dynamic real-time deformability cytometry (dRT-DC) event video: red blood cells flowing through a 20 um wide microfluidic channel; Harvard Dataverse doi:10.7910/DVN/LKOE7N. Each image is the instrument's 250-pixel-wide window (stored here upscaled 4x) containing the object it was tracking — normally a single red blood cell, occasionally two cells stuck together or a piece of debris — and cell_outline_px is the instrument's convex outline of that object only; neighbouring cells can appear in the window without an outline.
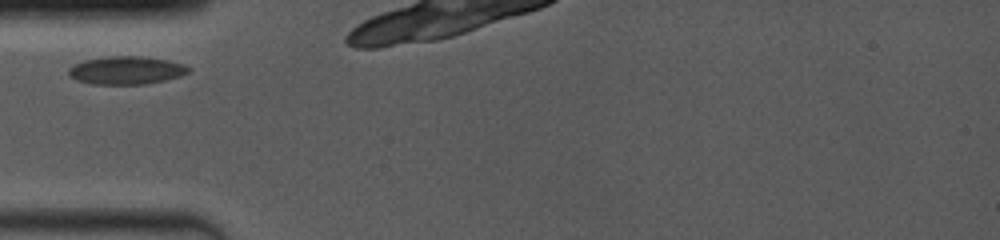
{"species": "common noctule bat (a hibernating species)", "species_latin": "Nyctalus noctula", "temperature_condition": "room temperature", "stored_images_in_passage": 3, "camera_frame_rate_fps": 4000, "um_per_image_px": 0.085, "animal": {"sex": "female", "body_mass_g": 19.0, "forearm_length_mm": 53.3}, "frame": {"image": 1, "passage_image": 1, "time_ms": 0.0, "image_size_px": [1000, 240], "cell_outline_px": [[192, 68], [188, 72], [180, 76], [148, 84], [92, 84], [76, 80], [68, 76], [68, 68], [84, 60], [108, 56], [140, 56], [168, 60], [184, 64]], "centroid_in_image_um": [10.73, 5.98], "position_along_channel_um": 74.3, "area_um2": 19.65}}